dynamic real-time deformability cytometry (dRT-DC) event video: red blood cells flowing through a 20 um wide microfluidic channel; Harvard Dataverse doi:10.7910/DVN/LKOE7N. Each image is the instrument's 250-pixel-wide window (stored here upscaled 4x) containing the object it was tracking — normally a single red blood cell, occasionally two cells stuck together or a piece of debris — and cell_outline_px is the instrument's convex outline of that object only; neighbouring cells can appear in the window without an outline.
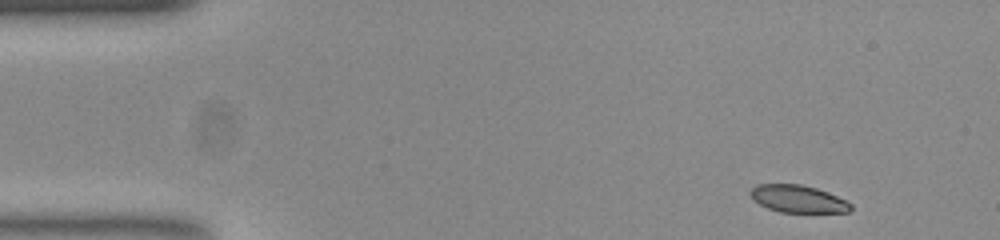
{"species": "common noctule bat (a hibernating species)", "species_latin": "Nyctalus noctula", "temperature_condition": "room temperature", "stored_images_in_passage": 48, "camera_frame_rate_fps": 3000, "um_per_image_px": 0.085, "animal": {"sex": "female", "body_mass_g": 23.0, "forearm_length_mm": 53.4}, "frame": {"image": 1, "passage_image": 1, "time_ms": 0.0, "image_size_px": [1000, 240], "cell_outline_px": [[852, 208], [848, 212], [780, 212], [768, 208], [752, 200], [748, 192], [756, 184], [800, 184], [816, 188], [828, 192], [852, 204]], "centroid_in_image_um": [67.78, 16.9], "position_along_channel_um": 17.2, "area_um2": 16.01}}
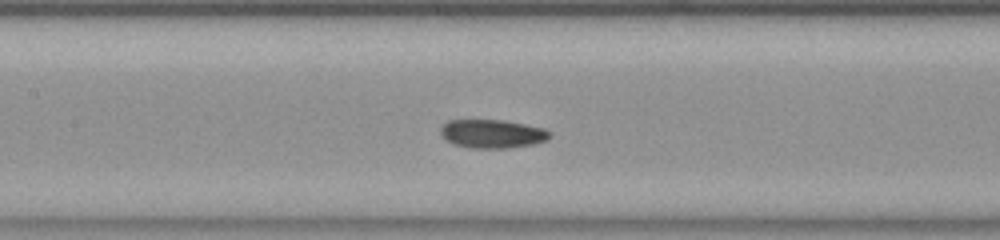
{"frame": {"image": 2, "passage_image": 20, "time_ms": 6.333, "image_size_px": [1000, 240], "cell_outline_px": [[552, 132], [544, 140], [532, 144], [508, 148], [472, 148], [456, 144], [448, 140], [440, 132], [440, 128], [448, 120], [504, 120], [544, 128]], "centroid_in_image_um": [41.84, 11.36], "position_along_channel_um": 165.6, "area_um2": 17.86}}
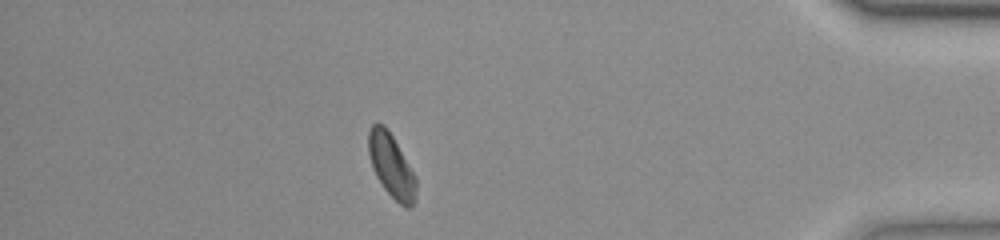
{"frame": {"image": 3, "passage_image": 42, "time_ms": 13.667, "image_size_px": [1000, 240], "cell_outline_px": [[416, 200], [408, 208], [404, 208], [384, 188], [376, 176], [372, 168], [368, 152], [368, 132], [372, 124], [376, 120], [384, 124], [388, 128], [416, 176]], "centroid_in_image_um": [33.25, 14.04], "position_along_channel_um": 401.9, "area_um2": 17.86}, "authors_computed_cell_mechanics": {"area_um2": 17.7735, "velocity_mm_per_s": 3.8573, "shape_relaxation_time_tau1_ms": 2.8389, "shape_relaxation_time_tau2_ms": 3.4898, "deformation_change_tau1": 0.1043, "deformation_change_tau2": 0.0914}}